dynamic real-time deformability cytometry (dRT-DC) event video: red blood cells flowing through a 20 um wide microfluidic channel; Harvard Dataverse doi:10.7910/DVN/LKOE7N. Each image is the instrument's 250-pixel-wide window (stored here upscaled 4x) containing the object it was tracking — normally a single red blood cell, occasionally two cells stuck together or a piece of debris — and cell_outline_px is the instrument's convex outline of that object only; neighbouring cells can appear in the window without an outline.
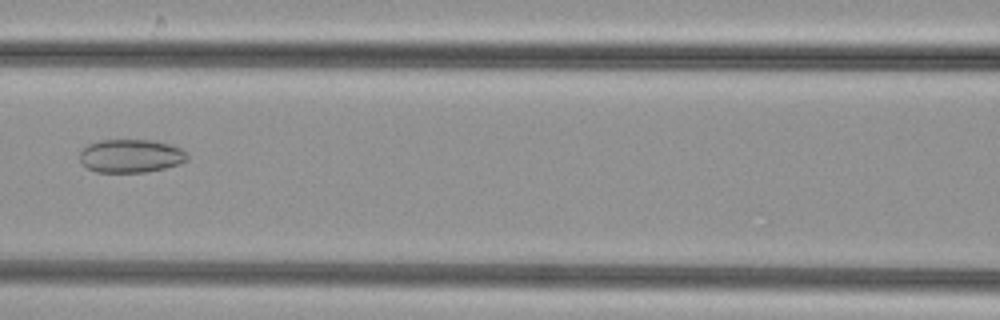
{"species": "common noctule bat (a hibernating species)", "species_latin": "Nyctalus noctula", "temperature_condition": "cold", "stored_images_in_passage": 7, "camera_frame_rate_fps": 3000, "um_per_image_px": 0.085, "animal": {"sex": "female", "body_mass_g": 29.2, "forearm_length_mm": 56.3}, "frame": {"image": 1, "passage_image": 7, "time_ms": 7.0, "image_size_px": [1000, 320], "cell_outline_px": [[188, 160], [180, 164], [164, 168], [144, 172], [96, 172], [88, 168], [80, 160], [80, 152], [88, 144], [100, 140], [148, 140], [168, 144], [180, 148], [188, 156]], "centroid_in_image_um": [11.11, 13.26], "position_along_channel_um": 155.5, "area_um2": 20.69}}